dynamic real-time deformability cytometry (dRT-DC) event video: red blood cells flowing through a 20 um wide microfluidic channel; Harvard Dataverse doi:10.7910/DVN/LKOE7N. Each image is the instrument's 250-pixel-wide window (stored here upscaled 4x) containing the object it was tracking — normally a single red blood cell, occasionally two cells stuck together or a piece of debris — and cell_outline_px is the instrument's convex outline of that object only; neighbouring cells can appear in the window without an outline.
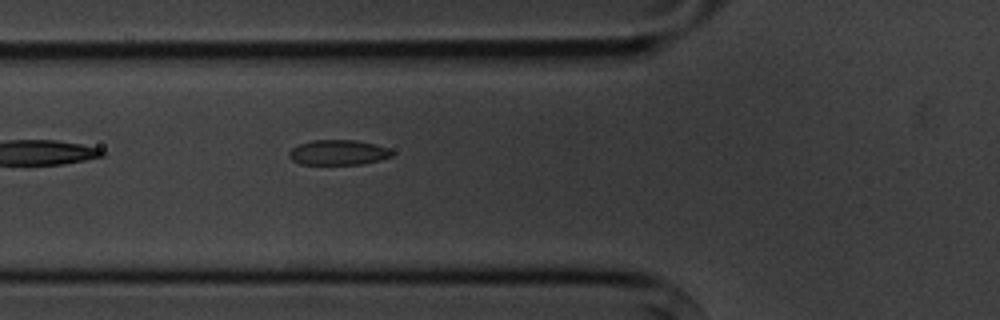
{"species": "common noctule bat (a hibernating species)", "species_latin": "Nyctalus noctula", "temperature_condition": "cold", "stored_images_in_passage": 6, "camera_frame_rate_fps": 3000, "um_per_image_px": 0.085, "animal": {"sex": "male", "body_mass_g": 20.1, "forearm_length_mm": 53.5}, "frame": {"image": 1, "passage_image": 6, "time_ms": 5.667, "image_size_px": [1000, 320], "cell_outline_px": [[392, 156], [380, 160], [364, 164], [300, 164], [292, 160], [288, 156], [288, 152], [292, 148], [300, 144], [312, 140], [356, 140], [376, 144], [388, 148], [392, 152]], "centroid_in_image_um": [28.75, 12.96], "position_along_channel_um": 97.1, "area_um2": 15.09}}